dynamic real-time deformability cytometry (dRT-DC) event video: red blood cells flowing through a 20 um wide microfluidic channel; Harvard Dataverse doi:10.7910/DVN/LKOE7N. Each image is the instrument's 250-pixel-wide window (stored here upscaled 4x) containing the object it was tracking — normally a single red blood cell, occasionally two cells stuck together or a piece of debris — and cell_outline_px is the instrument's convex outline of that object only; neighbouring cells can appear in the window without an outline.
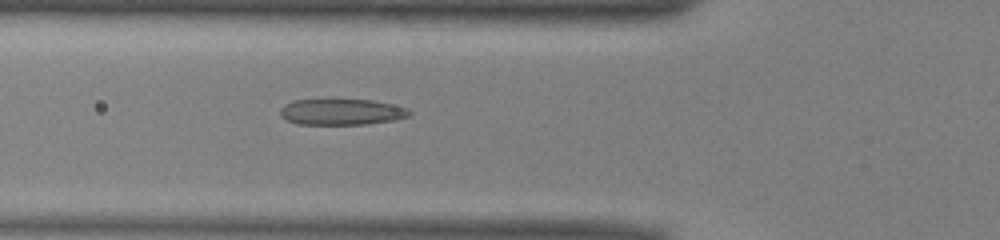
{"species": "common noctule bat (a hibernating species)", "species_latin": "Nyctalus noctula", "temperature_condition": "warm", "stored_images_in_passage": 51, "camera_frame_rate_fps": 3000, "um_per_image_px": 0.085, "animal": {"sex": "male", "body_mass_g": 13.0, "forearm_length_mm": 53.1}, "frame": {"image": 1, "passage_image": 18, "time_ms": 5.667, "image_size_px": [1000, 240], "cell_outline_px": [[412, 112], [408, 116], [392, 120], [368, 124], [300, 124], [288, 120], [280, 116], [280, 108], [284, 104], [292, 100], [372, 100], [408, 108]], "centroid_in_image_um": [29.01, 9.51], "position_along_channel_um": 96.8, "area_um2": 19.42}}
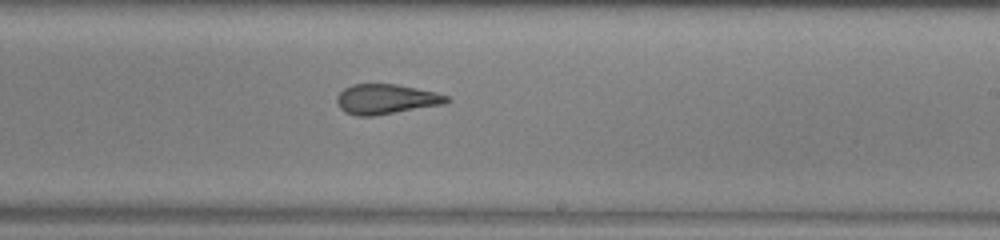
{"frame": {"image": 2, "passage_image": 30, "time_ms": 9.667, "image_size_px": [1000, 240], "cell_outline_px": [[452, 100], [444, 104], [376, 116], [356, 116], [344, 112], [340, 108], [336, 100], [336, 96], [344, 88], [352, 84], [396, 84], [436, 92], [448, 96]], "centroid_in_image_um": [32.81, 8.43], "position_along_channel_um": 256.2, "area_um2": 19.36}}
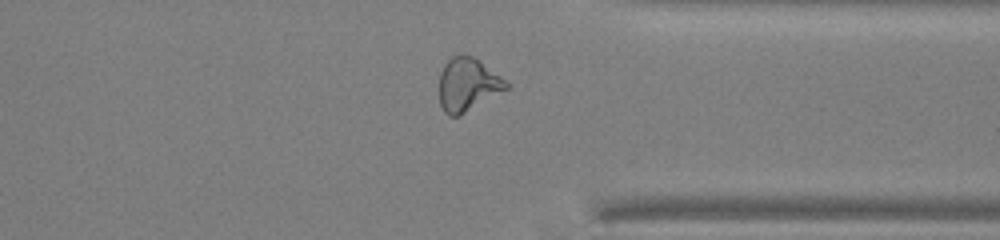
{"frame": {"image": 3, "passage_image": 39, "time_ms": 12.667, "image_size_px": [1000, 240], "cell_outline_px": [[508, 88], [460, 116], [448, 116], [444, 112], [440, 104], [440, 72], [444, 64], [452, 56], [472, 56], [480, 60], [500, 76], [508, 84]], "centroid_in_image_um": [39.73, 7.21], "position_along_channel_um": 371.7, "area_um2": 20.52}, "authors_computed_cell_mechanics": {"area_um2": 20.9814, "velocity_mm_per_s": 3.9899, "shape_relaxation_time_tau1_ms": null, "shape_relaxation_time_tau2_ms": 1.965, "deformation_change_tau1": null, "deformation_change_tau2": 0.113}}